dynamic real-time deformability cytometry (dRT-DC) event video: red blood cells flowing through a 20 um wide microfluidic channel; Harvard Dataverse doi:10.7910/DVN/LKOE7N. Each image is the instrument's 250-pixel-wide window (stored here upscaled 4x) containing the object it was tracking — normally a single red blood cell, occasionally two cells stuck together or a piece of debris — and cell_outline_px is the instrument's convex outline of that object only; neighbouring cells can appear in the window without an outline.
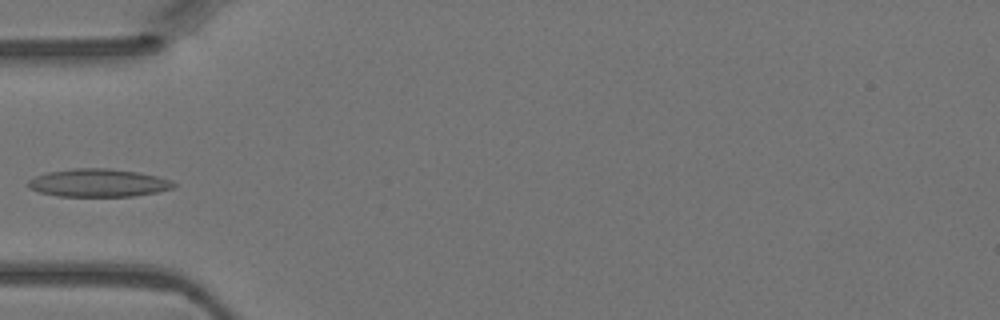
{"species": "Egyptian fruit bat (a non-hibernating species)", "species_latin": "Rousettus aegyptiacus", "temperature_condition": "warm", "stored_images_in_passage": 5, "camera_frame_rate_fps": 3000, "um_per_image_px": 0.085, "animal": {"sex": "female"}, "frame": {"image": 1, "passage_image": 5, "time_ms": 1.333, "image_size_px": [1000, 320], "cell_outline_px": [[176, 184], [172, 188], [156, 192], [132, 196], [56, 196], [40, 192], [28, 188], [28, 180], [36, 176], [48, 172], [72, 168], [108, 168], [140, 172], [172, 180]], "centroid_in_image_um": [8.35, 15.54], "position_along_channel_um": 76.7, "area_um2": 23.7}}